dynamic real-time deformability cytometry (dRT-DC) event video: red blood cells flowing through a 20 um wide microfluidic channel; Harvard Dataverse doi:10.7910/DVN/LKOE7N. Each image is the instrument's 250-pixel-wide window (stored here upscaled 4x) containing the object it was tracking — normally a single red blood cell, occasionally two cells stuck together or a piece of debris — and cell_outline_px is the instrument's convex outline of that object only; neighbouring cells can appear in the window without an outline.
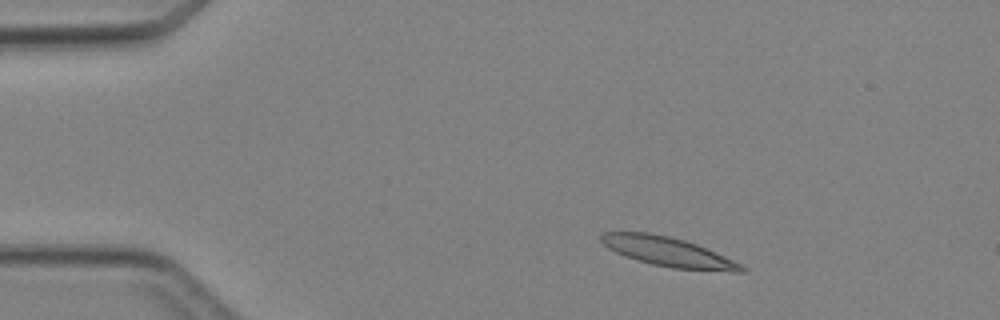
{"species": "Egyptian fruit bat (a non-hibernating species)", "species_latin": "Rousettus aegyptiacus", "temperature_condition": "cold", "stored_images_in_passage": 3, "camera_frame_rate_fps": 3000, "um_per_image_px": 0.085, "animal": {"sex": "female"}, "frame": {"image": 1, "passage_image": 1, "time_ms": 0.0, "image_size_px": [1000, 320], "cell_outline_px": [[748, 272], [732, 272], [672, 268], [652, 264], [636, 260], [624, 256], [608, 248], [600, 240], [600, 236], [604, 232], [648, 232], [668, 236], [684, 240], [696, 244], [724, 256], [748, 268]], "centroid_in_image_um": [56.8, 21.42], "position_along_channel_um": 28.2, "area_um2": 23.99}}